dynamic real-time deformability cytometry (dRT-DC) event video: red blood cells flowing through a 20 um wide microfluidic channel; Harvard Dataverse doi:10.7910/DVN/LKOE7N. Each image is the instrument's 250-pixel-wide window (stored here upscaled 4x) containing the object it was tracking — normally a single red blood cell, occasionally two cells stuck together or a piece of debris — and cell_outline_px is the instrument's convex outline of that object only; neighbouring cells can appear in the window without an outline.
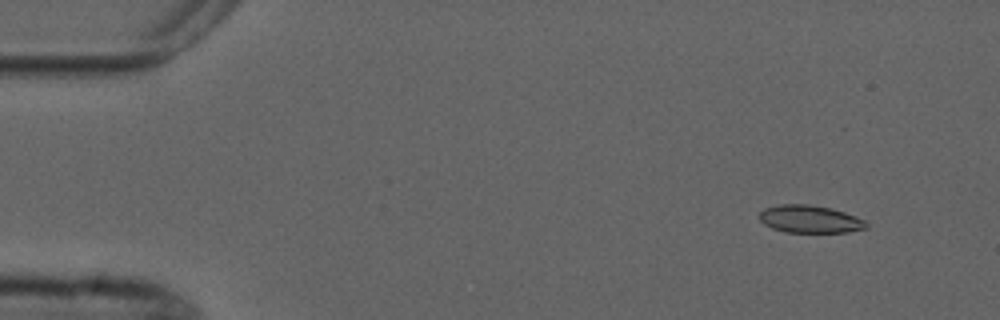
{"species": "common noctule bat (a hibernating species)", "species_latin": "Nyctalus noctula", "temperature_condition": "cold", "stored_images_in_passage": 5, "camera_frame_rate_fps": 3000, "um_per_image_px": 0.085, "animal": {"sex": "male", "forearm_length_mm": 52.5}, "frame": {"image": 1, "passage_image": 2, "time_ms": 1.0, "image_size_px": [1000, 320], "cell_outline_px": [[868, 228], [848, 232], [784, 232], [772, 228], [764, 224], [760, 220], [760, 212], [764, 208], [780, 204], [808, 204], [832, 208], [856, 216], [864, 220], [868, 224]], "centroid_in_image_um": [68.85, 18.62], "position_along_channel_um": 16.1, "area_um2": 17.28}}
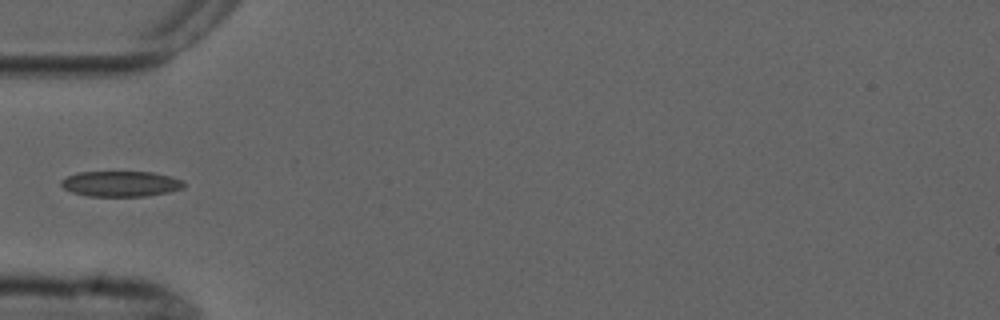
{"frame": {"image": 2, "passage_image": 5, "time_ms": 5.333, "image_size_px": [1000, 320], "cell_outline_px": [[188, 184], [184, 188], [168, 192], [148, 196], [88, 196], [72, 192], [64, 188], [60, 184], [60, 180], [76, 172], [152, 172], [172, 176], [184, 180]], "centroid_in_image_um": [10.32, 15.62], "position_along_channel_um": 74.7, "area_um2": 18.5}}